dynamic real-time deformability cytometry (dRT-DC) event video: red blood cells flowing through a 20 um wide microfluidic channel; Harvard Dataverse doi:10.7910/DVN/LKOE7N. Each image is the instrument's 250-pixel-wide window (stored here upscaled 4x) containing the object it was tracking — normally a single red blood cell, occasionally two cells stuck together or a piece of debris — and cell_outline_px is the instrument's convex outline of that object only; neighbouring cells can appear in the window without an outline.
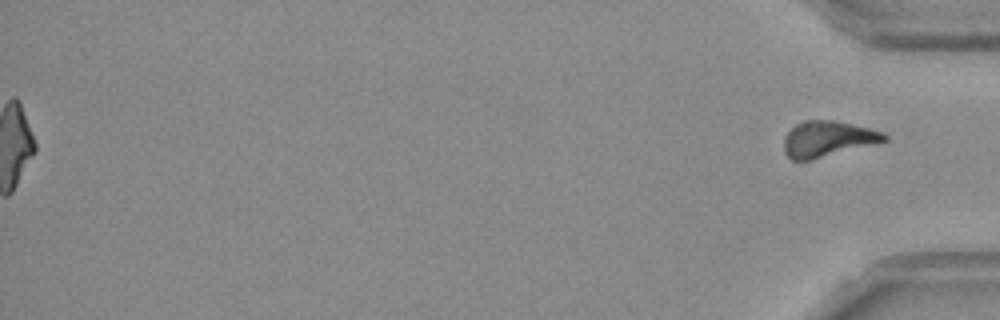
{"species": "Egyptian fruit bat (a non-hibernating species)", "species_latin": "Rousettus aegyptiacus", "temperature_condition": "room temperature", "stored_images_in_passage": 53, "segment_of_instrument_passage": [2, 2], "camera_frame_rate_fps": 3000, "um_per_image_px": 0.085, "frame": {"image": 1, "passage_image": 53, "time_ms": 17.333, "image_size_px": [1000, 320], "cell_outline_px": [[888, 140], [808, 160], [792, 160], [784, 152], [784, 136], [796, 124], [804, 120], [836, 120], [884, 132], [888, 136]], "centroid_in_image_um": [70.33, 11.78], "position_along_channel_um": 364.9, "area_um2": 20.58}}